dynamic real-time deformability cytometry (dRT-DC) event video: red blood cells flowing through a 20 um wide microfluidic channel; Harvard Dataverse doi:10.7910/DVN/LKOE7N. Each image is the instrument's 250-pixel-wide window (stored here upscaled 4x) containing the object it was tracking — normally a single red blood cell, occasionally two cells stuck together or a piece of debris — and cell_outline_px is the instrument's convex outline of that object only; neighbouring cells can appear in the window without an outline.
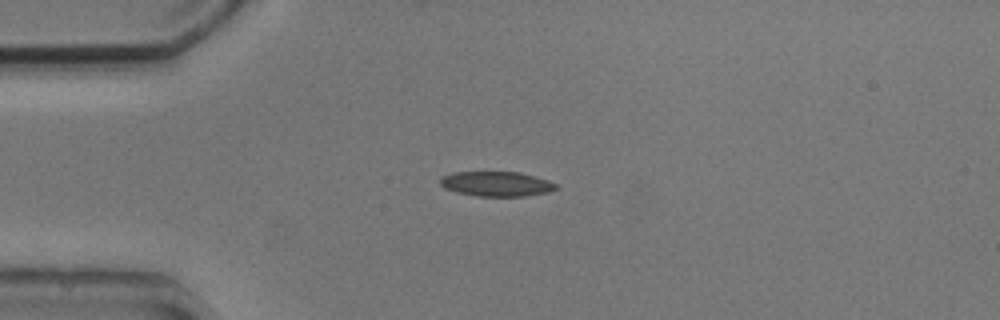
{"species": "common noctule bat (a hibernating species)", "species_latin": "Nyctalus noctula", "temperature_condition": "cold", "stored_images_in_passage": 3, "camera_frame_rate_fps": 3000, "um_per_image_px": 0.085, "animal": {"sex": "male", "body_mass_g": 20.5, "forearm_length_mm": 52.5}, "frame": {"image": 1, "passage_image": 3, "time_ms": 3.333, "image_size_px": [1000, 320], "cell_outline_px": [[556, 188], [548, 192], [524, 196], [476, 196], [456, 192], [444, 188], [440, 184], [440, 176], [452, 172], [520, 172], [548, 180], [556, 184]], "centroid_in_image_um": [42.14, 15.62], "position_along_channel_um": 42.9, "area_um2": 16.76}}